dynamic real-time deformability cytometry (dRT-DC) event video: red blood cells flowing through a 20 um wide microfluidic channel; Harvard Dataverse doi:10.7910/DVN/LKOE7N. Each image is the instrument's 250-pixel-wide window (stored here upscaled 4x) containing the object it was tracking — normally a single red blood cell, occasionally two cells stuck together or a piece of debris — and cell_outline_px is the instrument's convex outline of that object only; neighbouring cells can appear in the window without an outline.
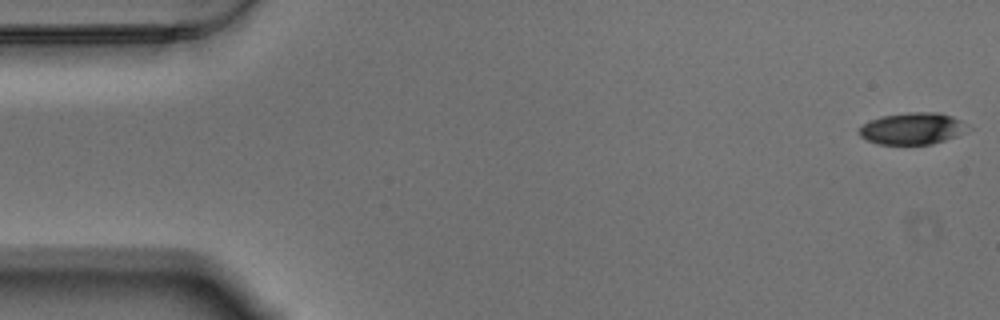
{"species": "Egyptian fruit bat (a non-hibernating species)", "species_latin": "Rousettus aegyptiacus", "temperature_condition": "warm", "stored_images_in_passage": 57, "camera_frame_rate_fps": 3000, "um_per_image_px": 0.085, "animal": {"sex": "male"}, "frame": {"image": 1, "passage_image": 1, "time_ms": 0.0, "image_size_px": [1000, 320], "cell_outline_px": [[976, 128], [956, 136], [932, 144], [876, 144], [860, 136], [860, 128], [864, 124], [880, 116], [908, 112], [940, 112], [952, 116]], "centroid_in_image_um": [77.64, 10.92], "position_along_channel_um": 7.4, "area_um2": 20.29}}
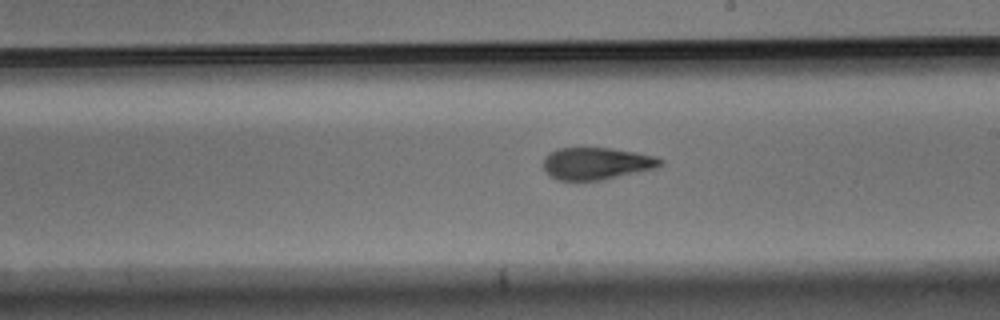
{"frame": {"image": 2, "passage_image": 32, "time_ms": 10.333, "image_size_px": [1000, 320], "cell_outline_px": [[664, 164], [656, 168], [600, 180], [556, 180], [548, 176], [544, 168], [544, 156], [548, 152], [556, 148], [612, 148], [636, 152], [656, 156], [664, 160]], "centroid_in_image_um": [50.69, 13.89], "position_along_channel_um": 238.3, "area_um2": 22.08}}
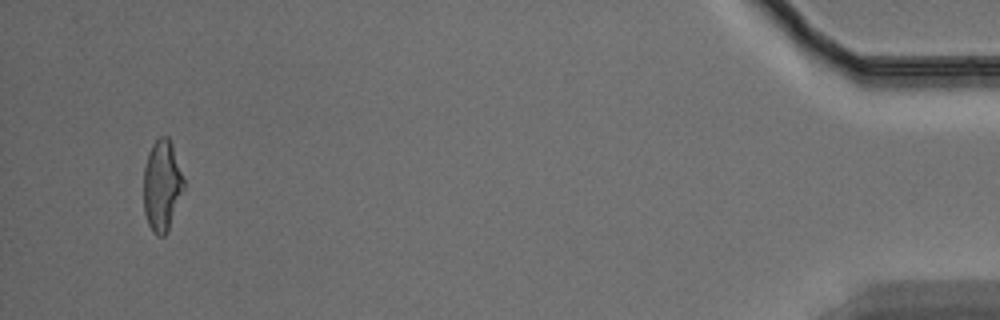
{"frame": {"image": 3, "passage_image": 55, "time_ms": 18.0, "image_size_px": [1000, 320], "cell_outline_px": [[184, 188], [168, 232], [164, 236], [156, 236], [152, 232], [148, 224], [144, 212], [144, 168], [148, 152], [152, 144], [160, 136], [168, 136], [172, 144], [184, 180]], "centroid_in_image_um": [13.76, 15.8], "position_along_channel_um": 421.4, "area_um2": 21.39}, "authors_computed_cell_mechanics": {"area_um2": 22.0796, "velocity_mm_per_s": 3.4748, "shape_relaxation_time_tau1_ms": 5.3098, "shape_relaxation_time_tau2_ms": 2.8271, "deformation_change_tau1": 0.1647, "deformation_change_tau2": 0.1179}}